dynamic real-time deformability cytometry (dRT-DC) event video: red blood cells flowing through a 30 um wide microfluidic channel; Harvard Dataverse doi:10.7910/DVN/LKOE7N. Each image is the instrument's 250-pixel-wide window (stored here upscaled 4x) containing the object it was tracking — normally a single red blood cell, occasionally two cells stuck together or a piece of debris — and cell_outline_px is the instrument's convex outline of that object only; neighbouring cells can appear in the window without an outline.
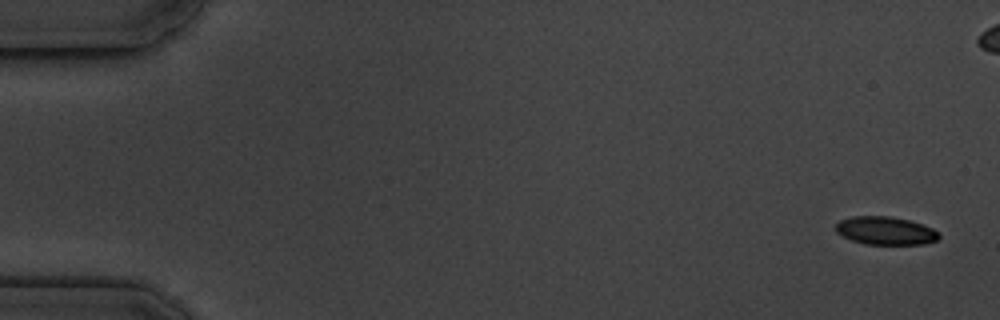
{"species": "common noctule bat (a hibernating species)", "species_latin": "Nyctalus noctula", "temperature_condition": "cold", "stored_images_in_passage": 6, "camera_frame_rate_fps": 3000, "um_per_image_px": 0.085, "animal": {"sex": "male", "body_mass_g": 19.5, "forearm_length_mm": 54.6}, "frame": {"image": 1, "passage_image": 1, "time_ms": 0.0, "image_size_px": [1000, 320], "cell_outline_px": [[940, 236], [936, 240], [924, 244], [864, 244], [852, 240], [836, 232], [836, 224], [840, 220], [852, 216], [892, 216], [908, 220], [932, 228]], "centroid_in_image_um": [75.24, 19.6], "position_along_channel_um": 9.8, "area_um2": 16.7}}